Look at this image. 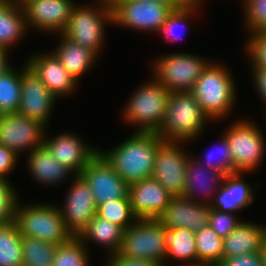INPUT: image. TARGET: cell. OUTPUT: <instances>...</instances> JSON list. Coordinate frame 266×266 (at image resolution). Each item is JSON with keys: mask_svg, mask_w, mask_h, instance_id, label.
<instances>
[{"mask_svg": "<svg viewBox=\"0 0 266 266\" xmlns=\"http://www.w3.org/2000/svg\"><path fill=\"white\" fill-rule=\"evenodd\" d=\"M163 142L156 132L135 131L113 149L99 148L98 153L131 185L152 177L157 149Z\"/></svg>", "mask_w": 266, "mask_h": 266, "instance_id": "1", "label": "cell"}, {"mask_svg": "<svg viewBox=\"0 0 266 266\" xmlns=\"http://www.w3.org/2000/svg\"><path fill=\"white\" fill-rule=\"evenodd\" d=\"M210 120L191 91L171 92L165 119L157 134L164 142L187 144L203 133Z\"/></svg>", "mask_w": 266, "mask_h": 266, "instance_id": "2", "label": "cell"}, {"mask_svg": "<svg viewBox=\"0 0 266 266\" xmlns=\"http://www.w3.org/2000/svg\"><path fill=\"white\" fill-rule=\"evenodd\" d=\"M210 61L191 90L202 110L213 120H224L236 102V86L230 71L218 62Z\"/></svg>", "mask_w": 266, "mask_h": 266, "instance_id": "3", "label": "cell"}, {"mask_svg": "<svg viewBox=\"0 0 266 266\" xmlns=\"http://www.w3.org/2000/svg\"><path fill=\"white\" fill-rule=\"evenodd\" d=\"M19 200L15 205L13 221L21 236L37 238L56 245L66 243L73 237L65 226L58 205L48 202L29 205Z\"/></svg>", "mask_w": 266, "mask_h": 266, "instance_id": "4", "label": "cell"}, {"mask_svg": "<svg viewBox=\"0 0 266 266\" xmlns=\"http://www.w3.org/2000/svg\"><path fill=\"white\" fill-rule=\"evenodd\" d=\"M96 1L94 6L93 3L82 6L76 4L61 34L98 56L105 45V26L113 25V13L110 0Z\"/></svg>", "mask_w": 266, "mask_h": 266, "instance_id": "5", "label": "cell"}, {"mask_svg": "<svg viewBox=\"0 0 266 266\" xmlns=\"http://www.w3.org/2000/svg\"><path fill=\"white\" fill-rule=\"evenodd\" d=\"M134 92L122 110L124 122L134 125L136 131L157 133L164 122L171 92L154 78Z\"/></svg>", "mask_w": 266, "mask_h": 266, "instance_id": "6", "label": "cell"}, {"mask_svg": "<svg viewBox=\"0 0 266 266\" xmlns=\"http://www.w3.org/2000/svg\"><path fill=\"white\" fill-rule=\"evenodd\" d=\"M209 61L191 53H169L152 60V77L169 92L191 91Z\"/></svg>", "mask_w": 266, "mask_h": 266, "instance_id": "7", "label": "cell"}, {"mask_svg": "<svg viewBox=\"0 0 266 266\" xmlns=\"http://www.w3.org/2000/svg\"><path fill=\"white\" fill-rule=\"evenodd\" d=\"M256 123L250 119L233 121L224 134L230 144L233 173H248L262 164L266 141Z\"/></svg>", "mask_w": 266, "mask_h": 266, "instance_id": "8", "label": "cell"}, {"mask_svg": "<svg viewBox=\"0 0 266 266\" xmlns=\"http://www.w3.org/2000/svg\"><path fill=\"white\" fill-rule=\"evenodd\" d=\"M120 254L136 259L156 260L164 263L166 246L164 225L156 219H138L124 230Z\"/></svg>", "mask_w": 266, "mask_h": 266, "instance_id": "9", "label": "cell"}, {"mask_svg": "<svg viewBox=\"0 0 266 266\" xmlns=\"http://www.w3.org/2000/svg\"><path fill=\"white\" fill-rule=\"evenodd\" d=\"M113 24L124 28L158 33L173 11L164 3L142 0H110Z\"/></svg>", "mask_w": 266, "mask_h": 266, "instance_id": "10", "label": "cell"}, {"mask_svg": "<svg viewBox=\"0 0 266 266\" xmlns=\"http://www.w3.org/2000/svg\"><path fill=\"white\" fill-rule=\"evenodd\" d=\"M48 126L18 112L0 114V145L18 156L44 145ZM26 150V151H25Z\"/></svg>", "mask_w": 266, "mask_h": 266, "instance_id": "11", "label": "cell"}, {"mask_svg": "<svg viewBox=\"0 0 266 266\" xmlns=\"http://www.w3.org/2000/svg\"><path fill=\"white\" fill-rule=\"evenodd\" d=\"M183 145V142H163L154 161L152 177L173 196H183L186 185L189 153L181 148Z\"/></svg>", "mask_w": 266, "mask_h": 266, "instance_id": "12", "label": "cell"}, {"mask_svg": "<svg viewBox=\"0 0 266 266\" xmlns=\"http://www.w3.org/2000/svg\"><path fill=\"white\" fill-rule=\"evenodd\" d=\"M72 180L64 206L58 204V208L67 230L73 237H78L96 215L97 206L86 181L80 175Z\"/></svg>", "mask_w": 266, "mask_h": 266, "instance_id": "13", "label": "cell"}, {"mask_svg": "<svg viewBox=\"0 0 266 266\" xmlns=\"http://www.w3.org/2000/svg\"><path fill=\"white\" fill-rule=\"evenodd\" d=\"M21 68V97L18 113L48 125L56 98L25 62Z\"/></svg>", "mask_w": 266, "mask_h": 266, "instance_id": "14", "label": "cell"}, {"mask_svg": "<svg viewBox=\"0 0 266 266\" xmlns=\"http://www.w3.org/2000/svg\"><path fill=\"white\" fill-rule=\"evenodd\" d=\"M75 5L73 0H32L22 7L27 28H36L45 34H61Z\"/></svg>", "mask_w": 266, "mask_h": 266, "instance_id": "15", "label": "cell"}, {"mask_svg": "<svg viewBox=\"0 0 266 266\" xmlns=\"http://www.w3.org/2000/svg\"><path fill=\"white\" fill-rule=\"evenodd\" d=\"M80 176L92 190L96 206L109 200L129 198V185L99 153L87 164Z\"/></svg>", "mask_w": 266, "mask_h": 266, "instance_id": "16", "label": "cell"}, {"mask_svg": "<svg viewBox=\"0 0 266 266\" xmlns=\"http://www.w3.org/2000/svg\"><path fill=\"white\" fill-rule=\"evenodd\" d=\"M44 145L54 159L80 175L87 164L98 154V148L82 141L77 134L63 132L56 137L45 135Z\"/></svg>", "mask_w": 266, "mask_h": 266, "instance_id": "17", "label": "cell"}, {"mask_svg": "<svg viewBox=\"0 0 266 266\" xmlns=\"http://www.w3.org/2000/svg\"><path fill=\"white\" fill-rule=\"evenodd\" d=\"M210 210L208 204L197 203L184 196H173L156 220L170 229L185 228L196 232L209 226Z\"/></svg>", "mask_w": 266, "mask_h": 266, "instance_id": "18", "label": "cell"}, {"mask_svg": "<svg viewBox=\"0 0 266 266\" xmlns=\"http://www.w3.org/2000/svg\"><path fill=\"white\" fill-rule=\"evenodd\" d=\"M29 57L26 61L27 65L36 72L43 84L56 98L67 97L75 92L79 83L63 67L52 51L36 53Z\"/></svg>", "mask_w": 266, "mask_h": 266, "instance_id": "19", "label": "cell"}, {"mask_svg": "<svg viewBox=\"0 0 266 266\" xmlns=\"http://www.w3.org/2000/svg\"><path fill=\"white\" fill-rule=\"evenodd\" d=\"M128 195L138 219H156L173 197L153 177L129 185Z\"/></svg>", "mask_w": 266, "mask_h": 266, "instance_id": "20", "label": "cell"}, {"mask_svg": "<svg viewBox=\"0 0 266 266\" xmlns=\"http://www.w3.org/2000/svg\"><path fill=\"white\" fill-rule=\"evenodd\" d=\"M224 176L223 173L202 165L190 154L187 160L186 185L183 196L194 202L210 205Z\"/></svg>", "mask_w": 266, "mask_h": 266, "instance_id": "21", "label": "cell"}, {"mask_svg": "<svg viewBox=\"0 0 266 266\" xmlns=\"http://www.w3.org/2000/svg\"><path fill=\"white\" fill-rule=\"evenodd\" d=\"M243 176V173L224 176L222 184L210 204L211 209L238 214V212L253 204L255 188L246 182Z\"/></svg>", "mask_w": 266, "mask_h": 266, "instance_id": "22", "label": "cell"}, {"mask_svg": "<svg viewBox=\"0 0 266 266\" xmlns=\"http://www.w3.org/2000/svg\"><path fill=\"white\" fill-rule=\"evenodd\" d=\"M266 237V224L241 221L223 239V259L242 254L260 252Z\"/></svg>", "mask_w": 266, "mask_h": 266, "instance_id": "23", "label": "cell"}, {"mask_svg": "<svg viewBox=\"0 0 266 266\" xmlns=\"http://www.w3.org/2000/svg\"><path fill=\"white\" fill-rule=\"evenodd\" d=\"M27 165L30 175L35 181L43 185H58L72 176V171L57 162L45 145L35 148L27 155Z\"/></svg>", "mask_w": 266, "mask_h": 266, "instance_id": "24", "label": "cell"}, {"mask_svg": "<svg viewBox=\"0 0 266 266\" xmlns=\"http://www.w3.org/2000/svg\"><path fill=\"white\" fill-rule=\"evenodd\" d=\"M58 37L61 38L60 43L52 52L79 83L81 77L95 64L98 56L90 49L72 42L62 34H59Z\"/></svg>", "mask_w": 266, "mask_h": 266, "instance_id": "25", "label": "cell"}, {"mask_svg": "<svg viewBox=\"0 0 266 266\" xmlns=\"http://www.w3.org/2000/svg\"><path fill=\"white\" fill-rule=\"evenodd\" d=\"M28 30L23 8L11 0H0V47L10 50Z\"/></svg>", "mask_w": 266, "mask_h": 266, "instance_id": "26", "label": "cell"}, {"mask_svg": "<svg viewBox=\"0 0 266 266\" xmlns=\"http://www.w3.org/2000/svg\"><path fill=\"white\" fill-rule=\"evenodd\" d=\"M123 234L124 229L122 227L96 214L78 238L85 246L89 244V241L90 243L100 244L102 248H106L107 255H110L119 251L123 241Z\"/></svg>", "mask_w": 266, "mask_h": 266, "instance_id": "27", "label": "cell"}, {"mask_svg": "<svg viewBox=\"0 0 266 266\" xmlns=\"http://www.w3.org/2000/svg\"><path fill=\"white\" fill-rule=\"evenodd\" d=\"M164 241L167 249L165 266L169 260L180 261L183 264L199 262L194 231L185 228L170 229L164 226Z\"/></svg>", "mask_w": 266, "mask_h": 266, "instance_id": "28", "label": "cell"}, {"mask_svg": "<svg viewBox=\"0 0 266 266\" xmlns=\"http://www.w3.org/2000/svg\"><path fill=\"white\" fill-rule=\"evenodd\" d=\"M21 238L14 221L0 225V266H22Z\"/></svg>", "mask_w": 266, "mask_h": 266, "instance_id": "29", "label": "cell"}, {"mask_svg": "<svg viewBox=\"0 0 266 266\" xmlns=\"http://www.w3.org/2000/svg\"><path fill=\"white\" fill-rule=\"evenodd\" d=\"M22 266H52L58 245L22 236Z\"/></svg>", "mask_w": 266, "mask_h": 266, "instance_id": "30", "label": "cell"}, {"mask_svg": "<svg viewBox=\"0 0 266 266\" xmlns=\"http://www.w3.org/2000/svg\"><path fill=\"white\" fill-rule=\"evenodd\" d=\"M195 242L199 262L218 265L223 259V239L210 226L195 232Z\"/></svg>", "mask_w": 266, "mask_h": 266, "instance_id": "31", "label": "cell"}, {"mask_svg": "<svg viewBox=\"0 0 266 266\" xmlns=\"http://www.w3.org/2000/svg\"><path fill=\"white\" fill-rule=\"evenodd\" d=\"M21 97V68L0 75V114L18 111Z\"/></svg>", "mask_w": 266, "mask_h": 266, "instance_id": "32", "label": "cell"}, {"mask_svg": "<svg viewBox=\"0 0 266 266\" xmlns=\"http://www.w3.org/2000/svg\"><path fill=\"white\" fill-rule=\"evenodd\" d=\"M96 214L124 230L138 220L132 211L130 198H119L101 203L97 206Z\"/></svg>", "mask_w": 266, "mask_h": 266, "instance_id": "33", "label": "cell"}, {"mask_svg": "<svg viewBox=\"0 0 266 266\" xmlns=\"http://www.w3.org/2000/svg\"><path fill=\"white\" fill-rule=\"evenodd\" d=\"M88 249L78 237H72L58 245L52 266H90Z\"/></svg>", "mask_w": 266, "mask_h": 266, "instance_id": "34", "label": "cell"}, {"mask_svg": "<svg viewBox=\"0 0 266 266\" xmlns=\"http://www.w3.org/2000/svg\"><path fill=\"white\" fill-rule=\"evenodd\" d=\"M200 7H202V5L190 4L188 7L173 10L168 15L164 24L161 26L158 34H163L164 37L167 38L166 40L171 42H174L175 40L178 41V39H182L183 34L186 33L185 30L187 29V22L194 17V14H196V12L198 13L197 10H200Z\"/></svg>", "mask_w": 266, "mask_h": 266, "instance_id": "35", "label": "cell"}, {"mask_svg": "<svg viewBox=\"0 0 266 266\" xmlns=\"http://www.w3.org/2000/svg\"><path fill=\"white\" fill-rule=\"evenodd\" d=\"M221 136L222 139H220L218 146H213L214 150L211 149L210 153L205 155L204 160L202 157L195 159L207 168L219 171L224 175L233 174V159L230 144L224 133Z\"/></svg>", "mask_w": 266, "mask_h": 266, "instance_id": "36", "label": "cell"}, {"mask_svg": "<svg viewBox=\"0 0 266 266\" xmlns=\"http://www.w3.org/2000/svg\"><path fill=\"white\" fill-rule=\"evenodd\" d=\"M244 24L249 34L266 31V0H243Z\"/></svg>", "mask_w": 266, "mask_h": 266, "instance_id": "37", "label": "cell"}, {"mask_svg": "<svg viewBox=\"0 0 266 266\" xmlns=\"http://www.w3.org/2000/svg\"><path fill=\"white\" fill-rule=\"evenodd\" d=\"M244 45L251 68L266 69V31L252 33Z\"/></svg>", "mask_w": 266, "mask_h": 266, "instance_id": "38", "label": "cell"}, {"mask_svg": "<svg viewBox=\"0 0 266 266\" xmlns=\"http://www.w3.org/2000/svg\"><path fill=\"white\" fill-rule=\"evenodd\" d=\"M13 183L2 181L0 183V225L13 221L14 211L19 195Z\"/></svg>", "mask_w": 266, "mask_h": 266, "instance_id": "39", "label": "cell"}, {"mask_svg": "<svg viewBox=\"0 0 266 266\" xmlns=\"http://www.w3.org/2000/svg\"><path fill=\"white\" fill-rule=\"evenodd\" d=\"M237 214L210 210L209 226L218 234L222 239L226 238L242 221L238 220Z\"/></svg>", "mask_w": 266, "mask_h": 266, "instance_id": "40", "label": "cell"}, {"mask_svg": "<svg viewBox=\"0 0 266 266\" xmlns=\"http://www.w3.org/2000/svg\"><path fill=\"white\" fill-rule=\"evenodd\" d=\"M104 266H165L164 263L156 260L136 259L126 257L119 252L107 255Z\"/></svg>", "mask_w": 266, "mask_h": 266, "instance_id": "41", "label": "cell"}, {"mask_svg": "<svg viewBox=\"0 0 266 266\" xmlns=\"http://www.w3.org/2000/svg\"><path fill=\"white\" fill-rule=\"evenodd\" d=\"M19 156L9 148L0 145V179L9 182L8 175L14 170Z\"/></svg>", "mask_w": 266, "mask_h": 266, "instance_id": "42", "label": "cell"}, {"mask_svg": "<svg viewBox=\"0 0 266 266\" xmlns=\"http://www.w3.org/2000/svg\"><path fill=\"white\" fill-rule=\"evenodd\" d=\"M218 266H263L260 252L222 259Z\"/></svg>", "mask_w": 266, "mask_h": 266, "instance_id": "43", "label": "cell"}, {"mask_svg": "<svg viewBox=\"0 0 266 266\" xmlns=\"http://www.w3.org/2000/svg\"><path fill=\"white\" fill-rule=\"evenodd\" d=\"M251 75L253 76L254 86L260 99L262 102L265 103L266 108V69L264 68H250ZM264 115L266 114V109H264Z\"/></svg>", "mask_w": 266, "mask_h": 266, "instance_id": "44", "label": "cell"}, {"mask_svg": "<svg viewBox=\"0 0 266 266\" xmlns=\"http://www.w3.org/2000/svg\"><path fill=\"white\" fill-rule=\"evenodd\" d=\"M10 53V50L0 47V75L6 73L9 69L13 67V65L9 63L11 61L8 60V54Z\"/></svg>", "mask_w": 266, "mask_h": 266, "instance_id": "45", "label": "cell"}, {"mask_svg": "<svg viewBox=\"0 0 266 266\" xmlns=\"http://www.w3.org/2000/svg\"><path fill=\"white\" fill-rule=\"evenodd\" d=\"M142 1H155L159 3H164L171 7L173 10L182 9L190 5L188 0H142Z\"/></svg>", "mask_w": 266, "mask_h": 266, "instance_id": "46", "label": "cell"}, {"mask_svg": "<svg viewBox=\"0 0 266 266\" xmlns=\"http://www.w3.org/2000/svg\"><path fill=\"white\" fill-rule=\"evenodd\" d=\"M260 254L262 257L263 266H266V237H265V240L263 242V246H262V249L260 251Z\"/></svg>", "mask_w": 266, "mask_h": 266, "instance_id": "47", "label": "cell"}, {"mask_svg": "<svg viewBox=\"0 0 266 266\" xmlns=\"http://www.w3.org/2000/svg\"><path fill=\"white\" fill-rule=\"evenodd\" d=\"M181 266H218V265L198 262V263H190V264L185 263L184 265H182V263H181Z\"/></svg>", "mask_w": 266, "mask_h": 266, "instance_id": "48", "label": "cell"}, {"mask_svg": "<svg viewBox=\"0 0 266 266\" xmlns=\"http://www.w3.org/2000/svg\"><path fill=\"white\" fill-rule=\"evenodd\" d=\"M11 1L15 3L16 5H18L19 7H23L25 4H27L28 2L32 0H11Z\"/></svg>", "mask_w": 266, "mask_h": 266, "instance_id": "49", "label": "cell"}, {"mask_svg": "<svg viewBox=\"0 0 266 266\" xmlns=\"http://www.w3.org/2000/svg\"><path fill=\"white\" fill-rule=\"evenodd\" d=\"M190 4H194V5H204L202 4L203 2L207 1V0H188Z\"/></svg>", "mask_w": 266, "mask_h": 266, "instance_id": "50", "label": "cell"}]
</instances>
